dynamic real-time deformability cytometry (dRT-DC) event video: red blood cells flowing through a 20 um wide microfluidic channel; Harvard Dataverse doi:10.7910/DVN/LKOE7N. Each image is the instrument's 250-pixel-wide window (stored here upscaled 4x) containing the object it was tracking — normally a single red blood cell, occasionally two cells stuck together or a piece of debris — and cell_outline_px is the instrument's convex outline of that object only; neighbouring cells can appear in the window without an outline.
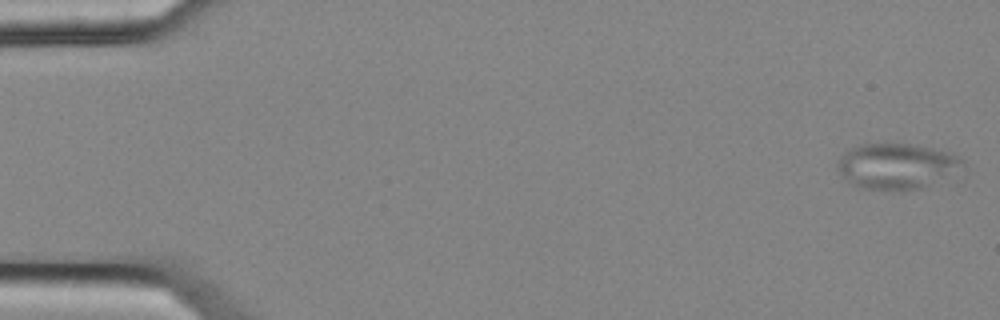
{"species": "common noctule bat (a hibernating species)", "species_latin": "Nyctalus noctula", "temperature_condition": "cold", "stored_images_in_passage": 5, "camera_frame_rate_fps": 3000, "um_per_image_px": 0.085, "animal": {"sex": "female", "body_mass_g": 25.1}, "frame": {"image": 1, "passage_image": 1, "time_ms": 0.0, "image_size_px": [1000, 320], "cell_outline_px": [[964, 164], [920, 188], [900, 192], [860, 188], [848, 180], [840, 172], [836, 164], [840, 156], [844, 152], [860, 144], [912, 144], [932, 148], [948, 152], [964, 160]], "centroid_in_image_um": [76.11, 14.12], "position_along_channel_um": 8.9, "area_um2": 32.54}}